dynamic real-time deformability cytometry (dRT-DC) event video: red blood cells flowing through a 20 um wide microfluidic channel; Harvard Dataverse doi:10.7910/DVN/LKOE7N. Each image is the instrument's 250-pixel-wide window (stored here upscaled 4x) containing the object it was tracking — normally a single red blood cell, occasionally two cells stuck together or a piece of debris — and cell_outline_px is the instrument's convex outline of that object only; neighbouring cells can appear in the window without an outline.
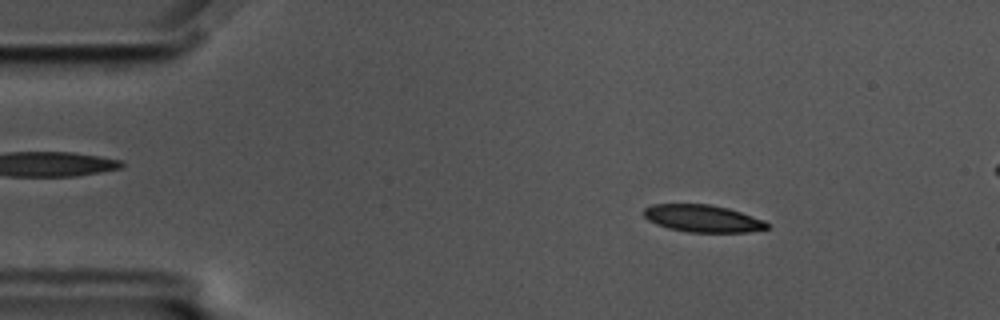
{"species": "common noctule bat (a hibernating species)", "species_latin": "Nyctalus noctula", "temperature_condition": "cold", "stored_images_in_passage": 57, "camera_frame_rate_fps": 3000, "um_per_image_px": 0.085, "animal": {"sex": "male", "body_mass_g": 17.5, "forearm_length_mm": 52.3}, "frame": {"image": 1, "passage_image": 8, "time_ms": 2.333, "image_size_px": [1000, 320], "cell_outline_px": [[768, 228], [748, 232], [688, 232], [668, 228], [656, 224], [648, 220], [644, 216], [644, 208], [652, 204], [712, 204], [728, 208], [764, 220], [768, 224]], "centroid_in_image_um": [59.71, 18.56], "position_along_channel_um": 25.3, "area_um2": 19.54}}
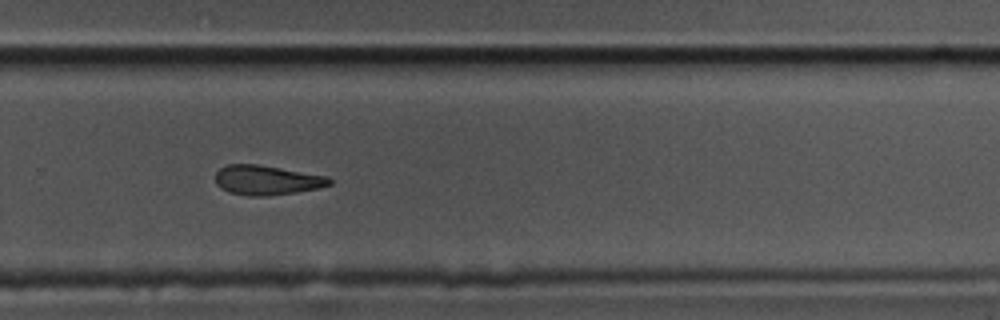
{"frame": {"image": 2, "passage_image": 38, "time_ms": 12.333, "image_size_px": [1000, 320], "cell_outline_px": [[332, 184], [320, 188], [296, 192], [264, 196], [248, 196], [228, 192], [220, 188], [216, 184], [216, 172], [220, 168], [228, 164], [260, 164], [328, 176], [332, 180]], "centroid_in_image_um": [22.68, 15.31], "position_along_channel_um": 307.1, "area_um2": 19.88}}
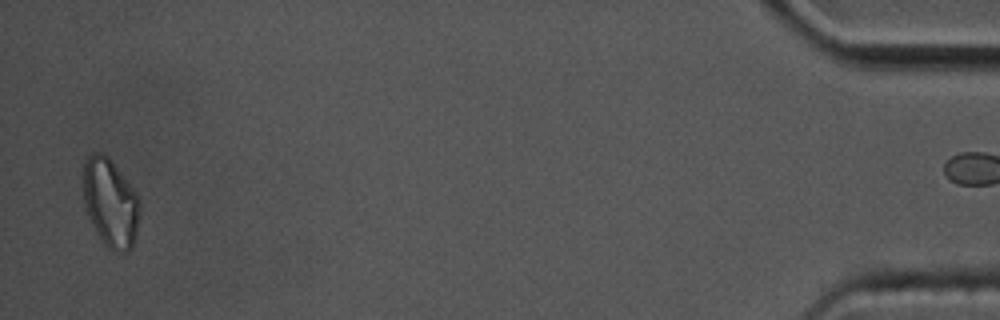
{"frame": {"image": 3, "passage_image": 56, "time_ms": 18.333, "image_size_px": [1000, 320], "cell_outline_px": [[140, 212], [136, 236], [132, 248], [128, 252], [116, 252], [108, 248], [104, 244], [96, 232], [92, 224], [84, 200], [84, 160], [92, 152], [104, 152], [108, 156], [132, 188], [140, 200]], "centroid_in_image_um": [9.4, 17.25], "position_along_channel_um": 425.8, "area_um2": 29.02}, "authors_computed_cell_mechanics": {"area_um2": 20.808, "velocity_mm_per_s": 3.4625, "shape_relaxation_time_tau1_ms": 5.3067, "shape_relaxation_time_tau2_ms": null, "deformation_change_tau1": 0.132, "deformation_change_tau2": null}}